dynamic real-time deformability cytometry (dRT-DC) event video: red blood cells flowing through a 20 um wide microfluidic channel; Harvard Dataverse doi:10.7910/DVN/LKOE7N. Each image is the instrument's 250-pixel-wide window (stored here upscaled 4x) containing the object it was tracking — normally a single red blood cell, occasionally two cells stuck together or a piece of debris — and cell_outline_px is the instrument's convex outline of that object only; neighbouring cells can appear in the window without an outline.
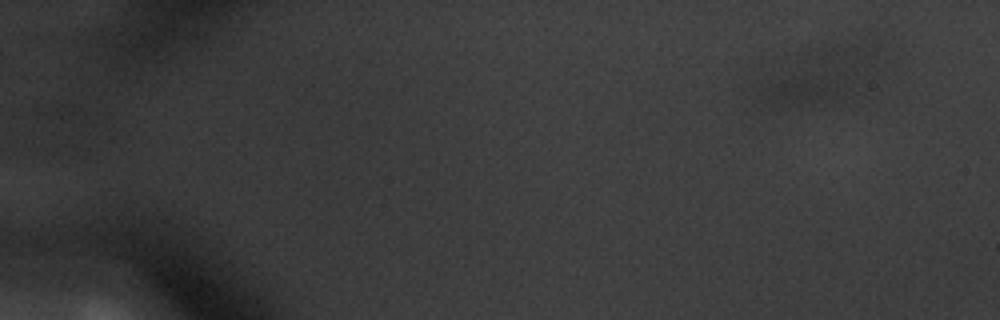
{"species": "common noctule bat (a hibernating species)", "species_latin": "Nyctalus noctula", "temperature_condition": "warm", "stored_images_in_passage": 13, "segment_of_instrument_passage": [1, 5], "camera_frame_rate_fps": 3000, "um_per_image_px": 0.085, "animal": {"sex": "male", "body_mass_g": 20.1, "forearm_length_mm": 53.5}, "frame": {"image": 1, "passage_image": 1, "time_ms": 0.0, "image_size_px": [1000, 320], "cell_outline_px": [[836, 92], [816, 104], [772, 104], [760, 88], [792, 76], [804, 72], [836, 76]], "centroid_in_image_um": [68.11, 7.58], "position_along_channel_um": 16.9, "area_um2": 13.06}}